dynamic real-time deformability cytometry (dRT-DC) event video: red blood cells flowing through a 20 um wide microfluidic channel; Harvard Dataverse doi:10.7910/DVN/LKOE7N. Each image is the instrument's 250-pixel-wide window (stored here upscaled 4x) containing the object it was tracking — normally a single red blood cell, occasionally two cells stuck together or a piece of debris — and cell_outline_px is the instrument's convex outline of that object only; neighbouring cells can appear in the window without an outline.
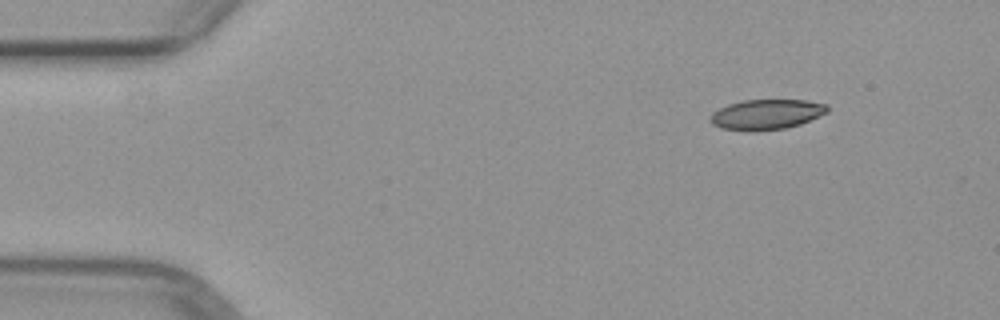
{"species": "common noctule bat (a hibernating species)", "species_latin": "Nyctalus noctula", "temperature_condition": "warm", "stored_images_in_passage": 3, "camera_frame_rate_fps": 3000, "um_per_image_px": 0.085, "animal": {"sex": "female", "body_mass_g": 29.2, "forearm_length_mm": 56.3}, "frame": {"image": 1, "passage_image": 1, "time_ms": 0.0, "image_size_px": [1000, 320], "cell_outline_px": [[828, 112], [800, 124], [784, 128], [756, 132], [748, 132], [720, 128], [712, 124], [708, 120], [712, 112], [728, 104], [744, 100], [808, 100], [828, 104]], "centroid_in_image_um": [65.12, 9.74], "position_along_channel_um": 19.9, "area_um2": 20.87}}